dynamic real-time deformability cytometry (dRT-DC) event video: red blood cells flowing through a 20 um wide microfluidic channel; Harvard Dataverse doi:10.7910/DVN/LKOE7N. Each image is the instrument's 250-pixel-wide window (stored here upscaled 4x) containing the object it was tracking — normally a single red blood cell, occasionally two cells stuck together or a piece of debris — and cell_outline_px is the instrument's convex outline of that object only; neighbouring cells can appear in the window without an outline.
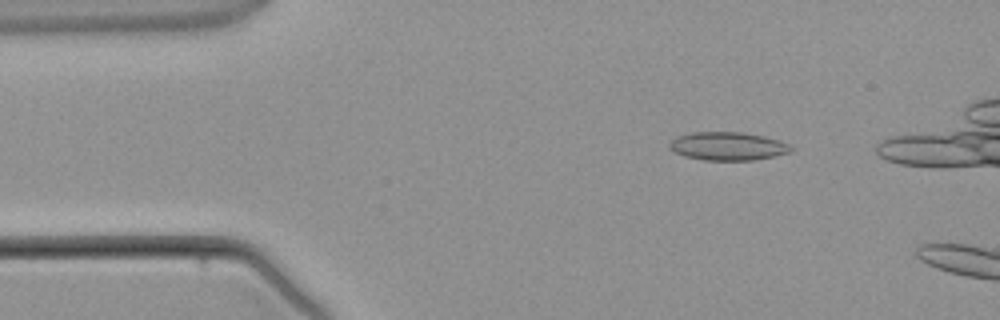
{"species": "common noctule bat (a hibernating species)", "species_latin": "Nyctalus noctula", "temperature_condition": "warm", "stored_images_in_passage": 3, "camera_frame_rate_fps": 3000, "um_per_image_px": 0.085, "animal": {"sex": "male", "body_mass_g": 21.5, "forearm_length_mm": 52.0}, "frame": {"image": 1, "passage_image": 2, "time_ms": 1.333, "image_size_px": [1000, 320], "cell_outline_px": [[792, 152], [776, 156], [752, 160], [704, 160], [684, 156], [668, 148], [668, 144], [676, 136], [692, 132], [744, 132], [764, 136], [780, 140], [788, 144], [792, 148]], "centroid_in_image_um": [61.87, 12.42], "position_along_channel_um": 23.1, "area_um2": 20.17}}